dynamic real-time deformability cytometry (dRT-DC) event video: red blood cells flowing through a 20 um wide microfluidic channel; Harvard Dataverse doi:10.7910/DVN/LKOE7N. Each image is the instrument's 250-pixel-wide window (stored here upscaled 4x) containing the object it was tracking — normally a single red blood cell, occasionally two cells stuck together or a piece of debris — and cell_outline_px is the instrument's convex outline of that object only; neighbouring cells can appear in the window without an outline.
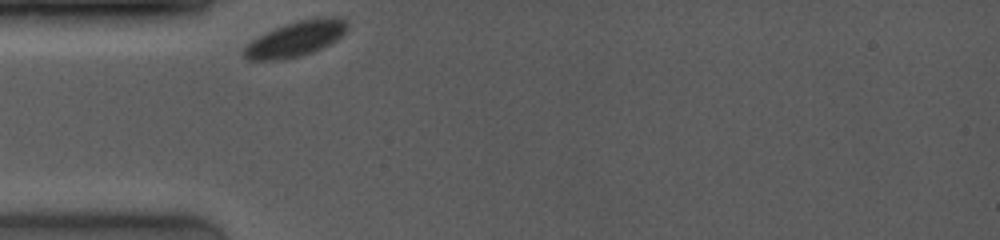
{"species": "common noctule bat (a hibernating species)", "species_latin": "Nyctalus noctula", "temperature_condition": "room temperature", "stored_images_in_passage": 25, "camera_frame_rate_fps": 4000, "um_per_image_px": 0.085, "animal": {"sex": "female", "body_mass_g": 19.0, "forearm_length_mm": 53.3}, "frame": {"image": 1, "passage_image": 1, "time_ms": 0.0, "image_size_px": [1000, 240], "cell_outline_px": [[348, 28], [336, 40], [312, 52], [284, 60], [248, 60], [240, 52], [252, 40], [284, 24], [296, 20], [324, 16], [328, 16], [344, 20], [348, 24]], "centroid_in_image_um": [25.11, 3.3], "position_along_channel_um": 59.9, "area_um2": 20.98}}
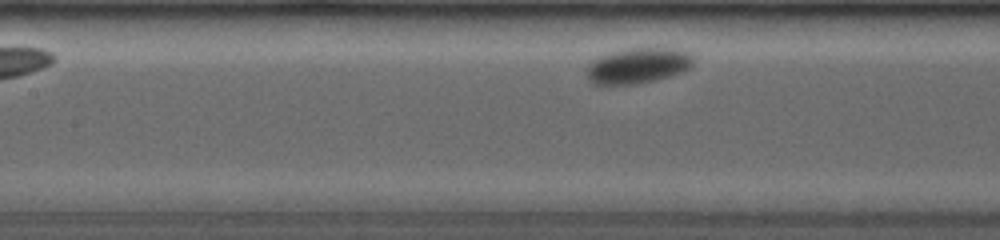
{"frame": {"image": 2, "passage_image": 18, "time_ms": 2.75, "image_size_px": [1000, 240], "cell_outline_px": [[692, 64], [684, 72], [656, 80], [636, 84], [592, 84], [588, 80], [588, 64], [596, 56], [608, 52], [628, 48], [680, 48], [688, 52], [692, 56]], "centroid_in_image_um": [54.21, 5.57], "position_along_channel_um": 153.2, "area_um2": 22.37}}
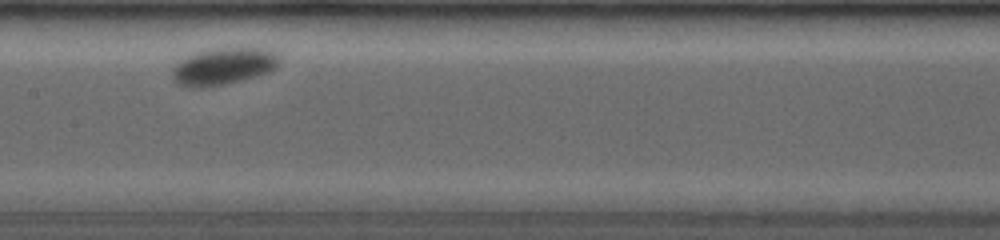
{"frame": {"image": 3, "passage_image": 24, "time_ms": 3.75, "image_size_px": [1000, 240], "cell_outline_px": [[280, 64], [276, 68], [268, 72], [256, 76], [224, 84], [200, 88], [192, 88], [180, 84], [172, 80], [172, 68], [180, 60], [188, 56], [212, 48], [268, 48], [280, 52]], "centroid_in_image_um": [19.05, 5.62], "position_along_channel_um": 188.4, "area_um2": 23.24}}